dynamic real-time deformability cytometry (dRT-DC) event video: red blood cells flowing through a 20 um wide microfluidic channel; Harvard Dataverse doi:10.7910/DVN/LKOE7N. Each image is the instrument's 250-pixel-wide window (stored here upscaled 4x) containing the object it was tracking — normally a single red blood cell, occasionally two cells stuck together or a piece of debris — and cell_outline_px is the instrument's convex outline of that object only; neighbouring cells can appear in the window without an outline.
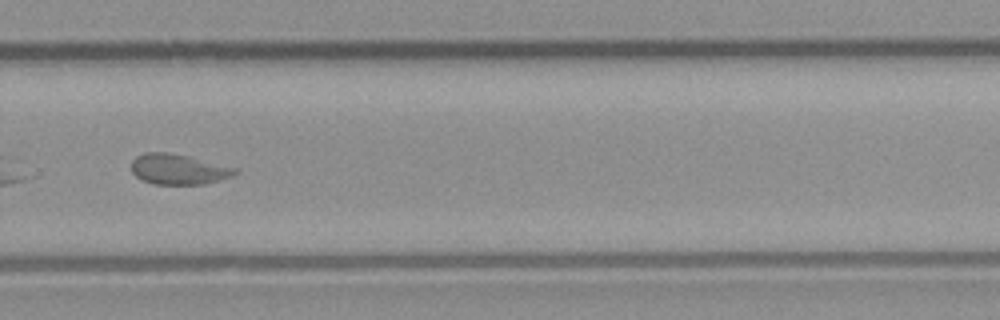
{"species": "common noctule bat (a hibernating species)", "species_latin": "Nyctalus noctula", "temperature_condition": "room temperature", "stored_images_in_passage": 36, "camera_frame_rate_fps": 3000, "um_per_image_px": 0.085, "animal": {"sex": "male", "body_mass_g": 23.1, "forearm_length_mm": 52.7}, "frame": {"image": 1, "passage_image": 21, "time_ms": 6.667, "image_size_px": [1000, 320], "cell_outline_px": [[240, 172], [232, 176], [204, 184], [152, 184], [136, 176], [132, 172], [132, 160], [136, 156], [144, 152], [168, 152], [188, 156], [240, 168]], "centroid_in_image_um": [15.2, 14.38], "position_along_channel_um": 314.6, "area_um2": 18.5}, "authors_computed_cell_mechanics": {"area_um2": 18.2648, "velocity_mm_per_s": 3.9472, "shape_relaxation_time_tau1_ms": 9.1316, "shape_relaxation_time_tau2_ms": 1.69, "deformation_change_tau1": 0.1882, "deformation_change_tau2": 0.0803}}